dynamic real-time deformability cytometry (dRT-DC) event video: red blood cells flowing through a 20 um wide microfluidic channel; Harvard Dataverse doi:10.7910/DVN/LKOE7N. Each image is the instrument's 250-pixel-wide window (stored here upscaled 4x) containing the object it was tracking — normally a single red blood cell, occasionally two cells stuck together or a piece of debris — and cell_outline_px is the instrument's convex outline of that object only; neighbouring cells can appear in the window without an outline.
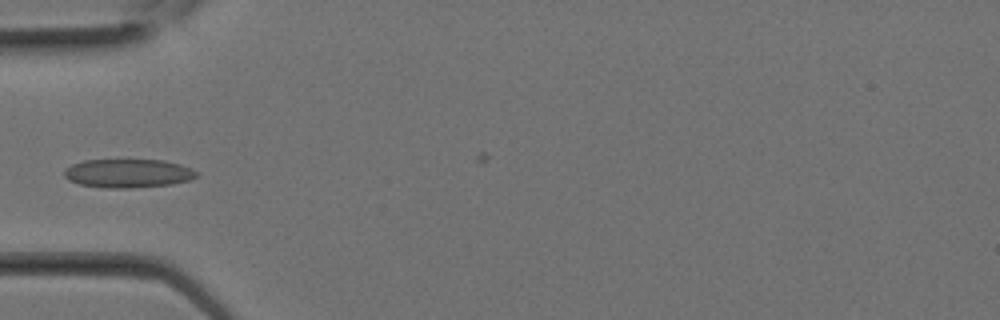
{"species": "Egyptian fruit bat (a non-hibernating species)", "species_latin": "Rousettus aegyptiacus", "temperature_condition": "room temperature", "stored_images_in_passage": 11, "camera_frame_rate_fps": 3000, "um_per_image_px": 0.085, "animal": {"sex": "female"}, "frame": {"image": 1, "passage_image": 9, "time_ms": 2.667, "image_size_px": [1000, 320], "cell_outline_px": [[200, 172], [196, 176], [188, 180], [172, 184], [132, 188], [104, 188], [80, 184], [68, 180], [64, 176], [64, 168], [72, 164], [84, 160], [164, 160], [180, 164], [192, 168]], "centroid_in_image_um": [10.88, 14.73], "position_along_channel_um": 74.1, "area_um2": 22.25}}